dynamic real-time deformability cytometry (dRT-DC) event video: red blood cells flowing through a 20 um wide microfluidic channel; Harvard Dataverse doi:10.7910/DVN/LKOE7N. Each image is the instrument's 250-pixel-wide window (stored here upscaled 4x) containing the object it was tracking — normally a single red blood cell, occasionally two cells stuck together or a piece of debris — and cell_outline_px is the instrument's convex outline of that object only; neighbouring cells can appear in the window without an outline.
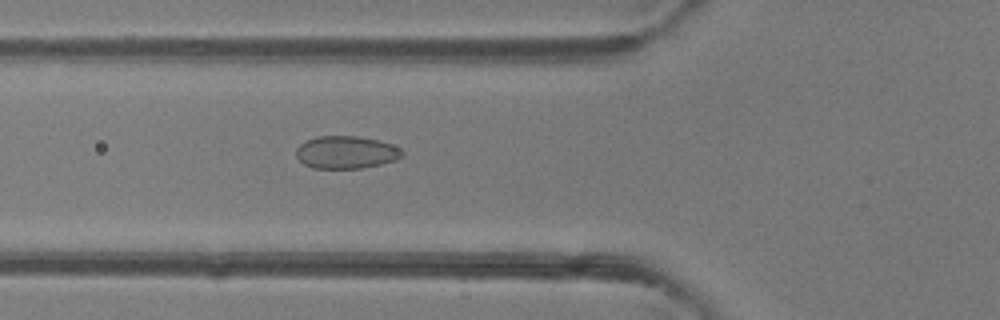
{"species": "common noctule bat (a hibernating species)", "species_latin": "Nyctalus noctula", "temperature_condition": "room temperature", "stored_images_in_passage": 49, "camera_frame_rate_fps": 3000, "um_per_image_px": 0.085, "animal": {"sex": "female"}, "frame": {"image": 1, "passage_image": 18, "time_ms": 5.667, "image_size_px": [1000, 320], "cell_outline_px": [[404, 156], [396, 160], [364, 168], [312, 168], [304, 164], [296, 156], [296, 148], [300, 144], [316, 136], [360, 136], [380, 140], [392, 144], [400, 148], [404, 152]], "centroid_in_image_um": [29.45, 12.94], "position_along_channel_um": 96.3, "area_um2": 20.35}}
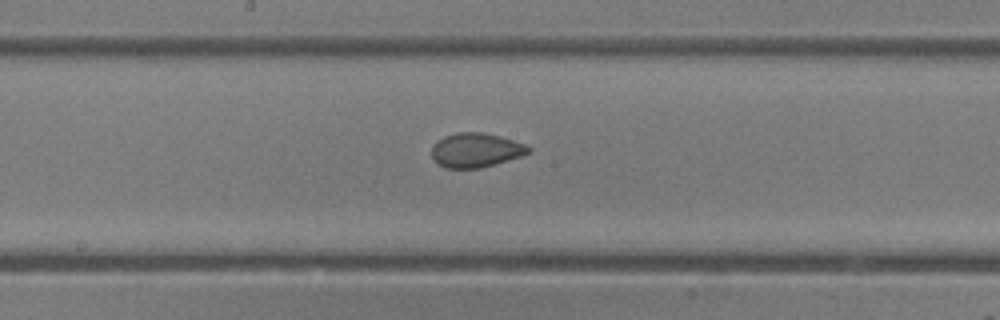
{"frame": {"image": 2, "passage_image": 26, "time_ms": 8.333, "image_size_px": [1000, 320], "cell_outline_px": [[532, 152], [520, 156], [480, 168], [444, 168], [436, 164], [432, 156], [432, 144], [436, 140], [444, 136], [456, 132], [480, 132], [500, 136], [528, 144], [532, 148]], "centroid_in_image_um": [40.43, 12.75], "position_along_channel_um": 207.8, "area_um2": 19.59}}
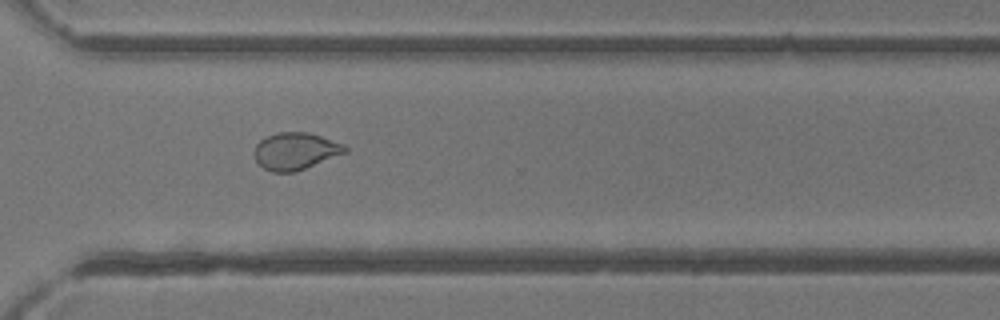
{"frame": {"image": 3, "passage_image": 36, "time_ms": 11.667, "image_size_px": [1000, 320], "cell_outline_px": [[348, 152], [296, 172], [272, 172], [264, 168], [256, 160], [252, 152], [256, 144], [260, 140], [276, 132], [308, 132], [344, 144], [348, 148]], "centroid_in_image_um": [25.11, 12.85], "position_along_channel_um": 345.5, "area_um2": 19.77}}